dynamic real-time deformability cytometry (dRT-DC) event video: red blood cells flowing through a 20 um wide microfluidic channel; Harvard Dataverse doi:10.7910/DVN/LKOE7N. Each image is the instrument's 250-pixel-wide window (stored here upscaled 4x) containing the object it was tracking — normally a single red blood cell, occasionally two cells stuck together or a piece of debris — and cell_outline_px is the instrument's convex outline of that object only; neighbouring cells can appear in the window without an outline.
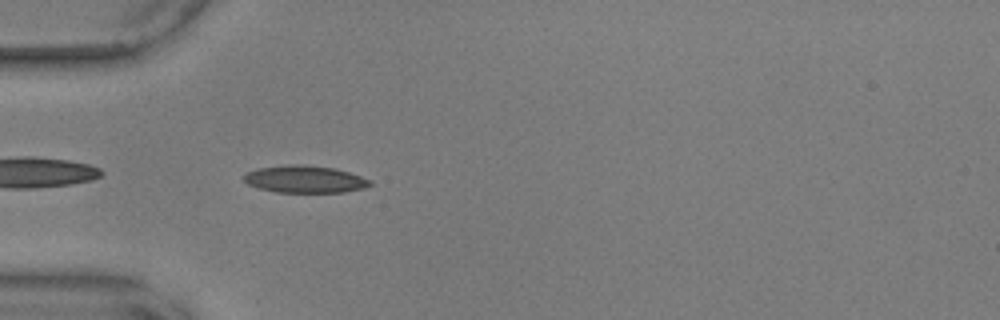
{"species": "common noctule bat (a hibernating species)", "species_latin": "Nyctalus noctula", "temperature_condition": "warm", "stored_images_in_passage": 41, "camera_frame_rate_fps": 3000, "um_per_image_px": 0.085, "animal": {"sex": "male", "body_mass_g": 17.9, "forearm_length_mm": 54.2}, "frame": {"image": 1, "passage_image": 2, "time_ms": 0.333, "image_size_px": [1000, 320], "cell_outline_px": [[372, 184], [364, 188], [344, 192], [276, 192], [260, 188], [248, 184], [240, 176], [256, 168], [288, 164], [304, 164], [336, 168], [372, 180]], "centroid_in_image_um": [25.9, 15.22], "position_along_channel_um": 59.1, "area_um2": 20.17}}
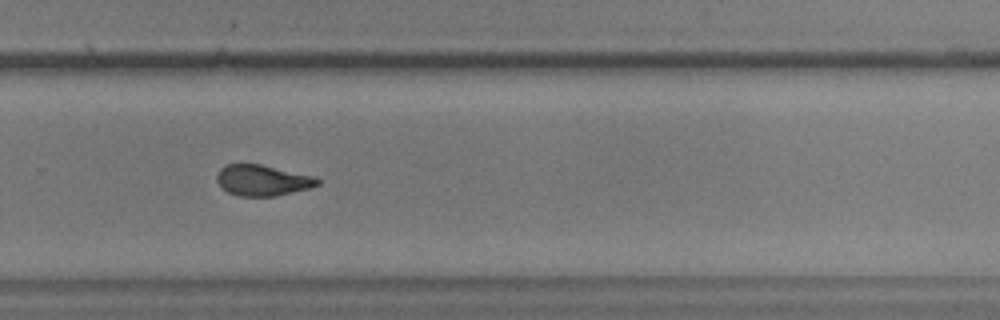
{"frame": {"image": 2, "passage_image": 23, "time_ms": 7.333, "image_size_px": [1000, 320], "cell_outline_px": [[320, 184], [308, 188], [276, 196], [236, 196], [228, 192], [216, 180], [216, 176], [220, 168], [228, 164], [260, 164], [316, 176], [320, 180]], "centroid_in_image_um": [22.33, 15.32], "position_along_channel_um": 307.5, "area_um2": 18.09}}
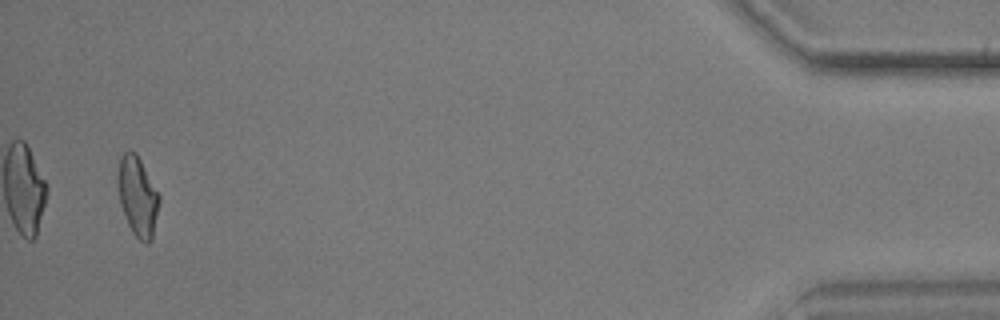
{"frame": {"image": 3, "passage_image": 39, "time_ms": 12.667, "image_size_px": [1000, 320], "cell_outline_px": [[160, 200], [152, 240], [148, 244], [144, 244], [132, 232], [124, 216], [120, 204], [116, 184], [116, 176], [120, 156], [124, 152], [136, 152], [160, 196]], "centroid_in_image_um": [11.67, 16.7], "position_along_channel_um": 423.5, "area_um2": 19.42}, "authors_computed_cell_mechanics": {"area_um2": 18.7272, "velocity_mm_per_s": 3.6116, "shape_relaxation_time_tau1_ms": 7.5964, "shape_relaxation_time_tau2_ms": 2.6553, "deformation_change_tau1": 0.2151, "deformation_change_tau2": 0.1006}}